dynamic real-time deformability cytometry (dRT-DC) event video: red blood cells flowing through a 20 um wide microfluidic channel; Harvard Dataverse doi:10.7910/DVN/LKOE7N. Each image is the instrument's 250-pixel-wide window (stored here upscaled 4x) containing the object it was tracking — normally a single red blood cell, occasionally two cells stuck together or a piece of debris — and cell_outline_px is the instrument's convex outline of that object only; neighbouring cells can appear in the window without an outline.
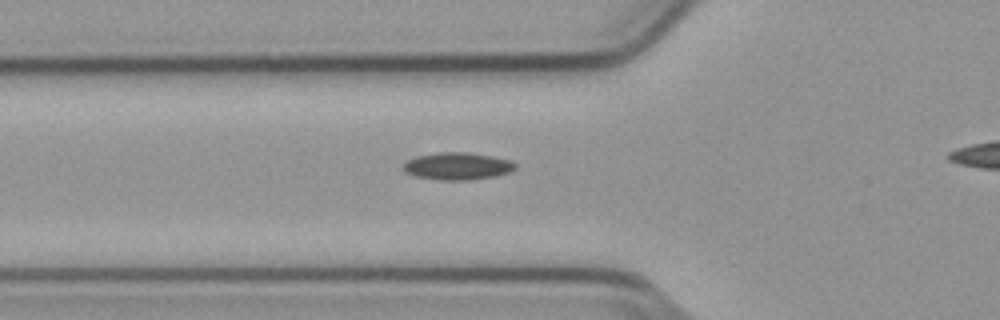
{"species": "common noctule bat (a hibernating species)", "species_latin": "Nyctalus noctula", "temperature_condition": "cold", "stored_images_in_passage": 35, "camera_frame_rate_fps": 3000, "um_per_image_px": 0.085, "animal": {"sex": "male", "body_mass_g": 23.1, "forearm_length_mm": 52.7}, "frame": {"image": 1, "passage_image": 7, "time_ms": 2.0, "image_size_px": [1000, 320], "cell_outline_px": [[516, 168], [508, 172], [496, 176], [468, 180], [444, 180], [416, 176], [404, 172], [404, 164], [408, 160], [416, 156], [440, 152], [468, 152], [492, 156], [512, 160], [516, 164]], "centroid_in_image_um": [38.91, 14.11], "position_along_channel_um": 86.9, "area_um2": 17.74}}
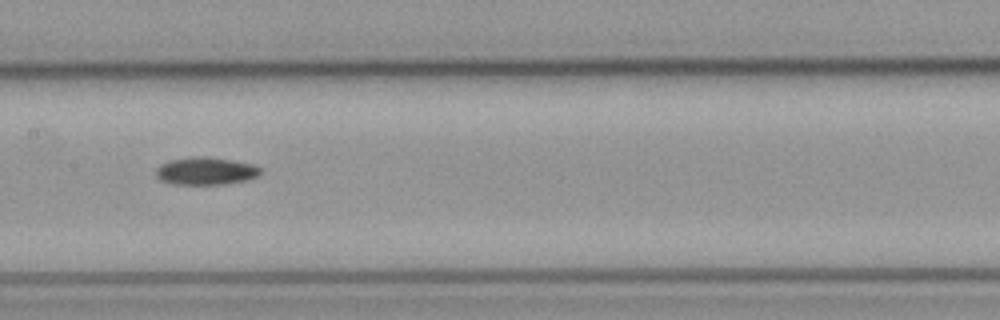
{"frame": {"image": 2, "passage_image": 15, "time_ms": 4.667, "image_size_px": [1000, 320], "cell_outline_px": [[260, 172], [256, 176], [244, 180], [224, 184], [172, 184], [160, 180], [156, 176], [156, 168], [160, 164], [168, 160], [192, 156], [204, 156], [232, 160], [252, 164], [260, 168]], "centroid_in_image_um": [17.42, 14.52], "position_along_channel_um": 190.0, "area_um2": 16.76}}
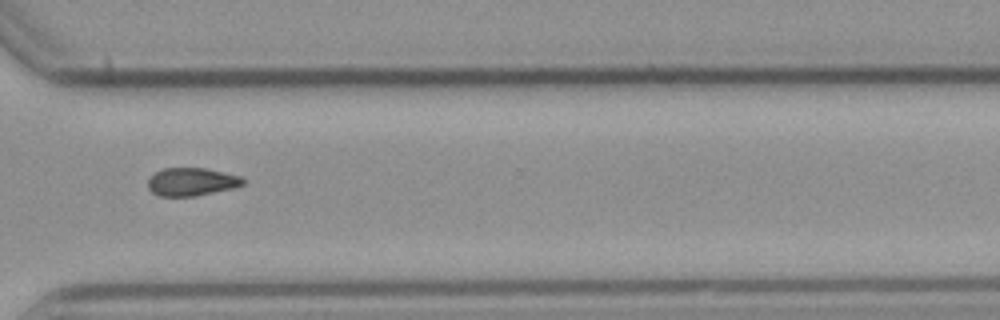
{"frame": {"image": 3, "passage_image": 28, "time_ms": 9.0, "image_size_px": [1000, 320], "cell_outline_px": [[244, 184], [232, 188], [192, 196], [160, 196], [152, 192], [148, 188], [148, 180], [156, 172], [164, 168], [204, 168], [240, 176], [244, 180]], "centroid_in_image_um": [16.26, 15.45], "position_along_channel_um": 354.3, "area_um2": 15.2}}